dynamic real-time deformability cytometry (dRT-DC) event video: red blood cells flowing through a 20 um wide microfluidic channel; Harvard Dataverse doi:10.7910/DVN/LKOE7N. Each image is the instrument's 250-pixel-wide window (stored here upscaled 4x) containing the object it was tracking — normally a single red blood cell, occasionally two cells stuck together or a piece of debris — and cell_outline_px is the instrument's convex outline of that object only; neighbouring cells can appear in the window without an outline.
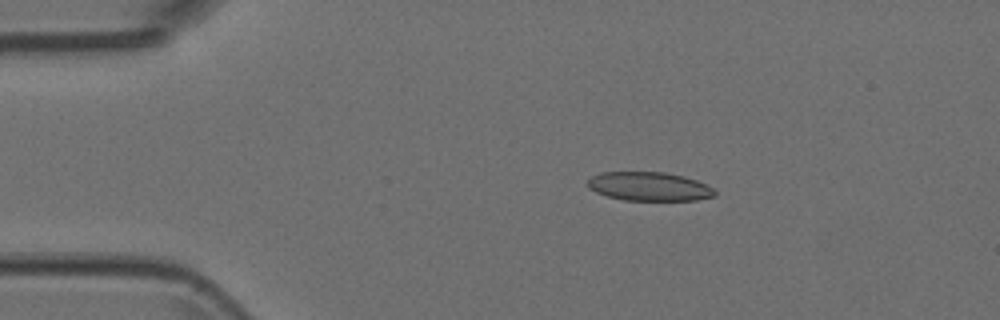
{"species": "Egyptian fruit bat (a non-hibernating species)", "species_latin": "Rousettus aegyptiacus", "temperature_condition": "room temperature", "stored_images_in_passage": 6, "camera_frame_rate_fps": 3000, "um_per_image_px": 0.085, "animal": {"sex": "female"}, "frame": {"image": 1, "passage_image": 3, "time_ms": 0.667, "image_size_px": [1000, 320], "cell_outline_px": [[716, 196], [696, 200], [624, 200], [608, 196], [596, 192], [588, 188], [588, 180], [592, 176], [600, 172], [664, 172], [684, 176], [696, 180], [712, 188], [716, 192]], "centroid_in_image_um": [55.17, 15.84], "position_along_channel_um": 29.8, "area_um2": 21.27}}
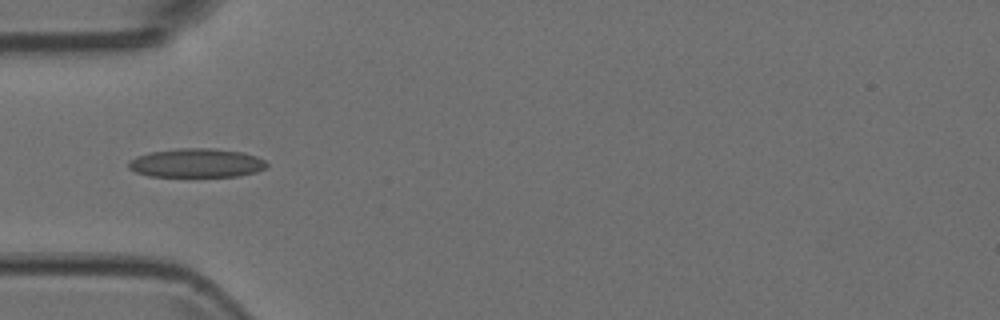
{"frame": {"image": 2, "passage_image": 5, "time_ms": 1.333, "image_size_px": [1000, 320], "cell_outline_px": [[268, 168], [256, 172], [240, 176], [148, 176], [136, 172], [128, 168], [128, 160], [136, 156], [148, 152], [180, 148], [212, 148], [244, 152], [256, 156], [264, 160], [268, 164]], "centroid_in_image_um": [16.71, 13.85], "position_along_channel_um": 68.3, "area_um2": 23.52}}
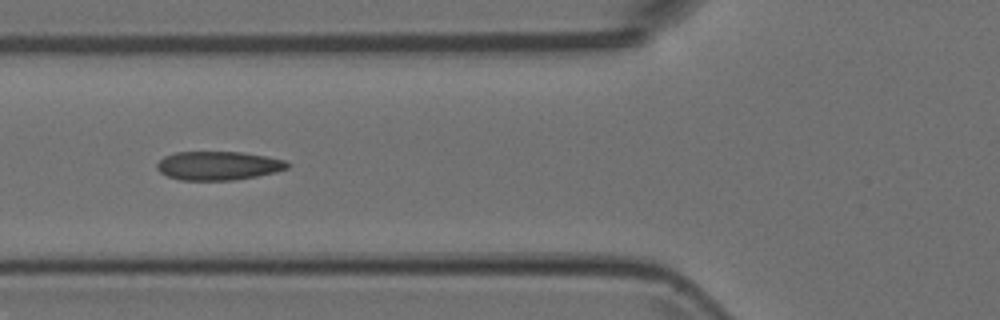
{"frame": {"image": 3, "passage_image": 6, "time_ms": 1.667, "image_size_px": [1000, 320], "cell_outline_px": [[292, 164], [288, 168], [276, 172], [256, 176], [232, 180], [180, 180], [168, 176], [160, 172], [156, 168], [156, 164], [164, 156], [176, 152], [240, 152], [268, 156], [284, 160]], "centroid_in_image_um": [18.57, 14.08], "position_along_channel_um": 107.2, "area_um2": 21.91}}